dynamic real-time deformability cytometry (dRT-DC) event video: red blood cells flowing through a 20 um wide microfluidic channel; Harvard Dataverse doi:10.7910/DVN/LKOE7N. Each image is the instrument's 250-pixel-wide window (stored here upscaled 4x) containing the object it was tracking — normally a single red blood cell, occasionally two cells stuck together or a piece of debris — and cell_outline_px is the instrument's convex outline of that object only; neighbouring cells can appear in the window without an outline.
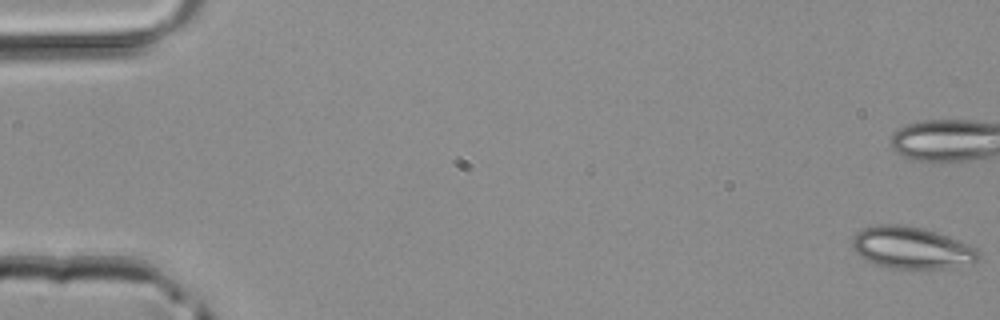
{"species": "common noctule bat (a hibernating species)", "species_latin": "Nyctalus noctula", "temperature_condition": "room temperature", "stored_images_in_passage": 47, "camera_frame_rate_fps": 3000, "um_per_image_px": 0.085, "animal": {"sex": "male", "body_mass_g": 20.4}, "frame": {"image": 1, "passage_image": 1, "time_ms": 0.0, "image_size_px": [1000, 320], "cell_outline_px": [[980, 256], [972, 264], [948, 268], [888, 268], [876, 264], [860, 256], [852, 248], [852, 236], [856, 232], [864, 228], [880, 224], [900, 224], [920, 228], [968, 244], [976, 248], [980, 252]], "centroid_in_image_um": [77.46, 21.07], "position_along_channel_um": 7.5, "area_um2": 30.52}}
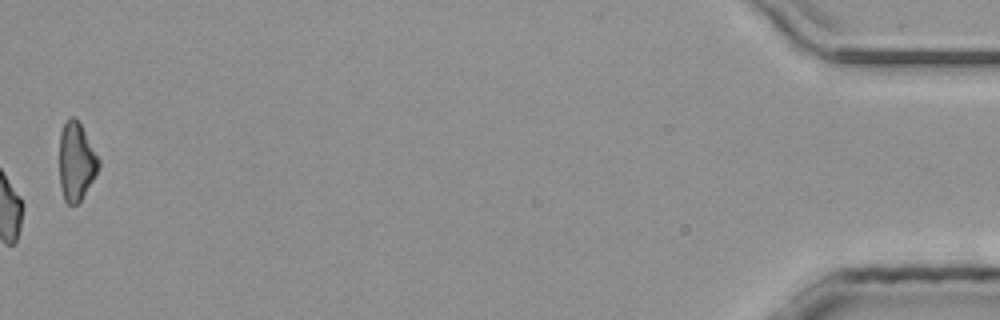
{"frame": {"image": 2, "passage_image": 47, "time_ms": 15.333, "image_size_px": [1000, 320], "cell_outline_px": [[100, 168], [96, 176], [80, 200], [76, 204], [68, 204], [64, 200], [60, 184], [60, 132], [68, 116], [76, 116], [100, 160]], "centroid_in_image_um": [6.49, 13.71], "position_along_channel_um": 428.7, "area_um2": 17.92}}